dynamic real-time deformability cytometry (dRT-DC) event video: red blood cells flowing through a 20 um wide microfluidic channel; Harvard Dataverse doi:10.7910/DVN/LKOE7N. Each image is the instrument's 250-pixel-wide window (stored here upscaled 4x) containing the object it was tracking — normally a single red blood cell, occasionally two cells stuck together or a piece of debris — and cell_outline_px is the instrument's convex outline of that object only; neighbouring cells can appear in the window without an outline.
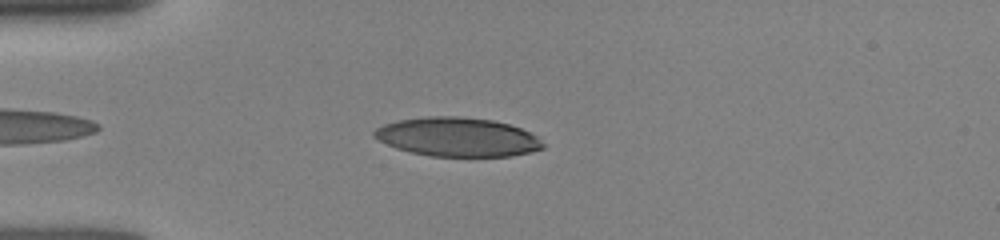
{"species": "human", "species_latin": "Homo sapiens", "temperature_condition": "room temperature", "stored_images_in_passage": 3, "camera_frame_rate_fps": 3000, "um_per_image_px": 0.085, "donor": {"sex": "female"}, "frame": {"image": 1, "passage_image": 2, "time_ms": 0.667, "image_size_px": [1000, 240], "cell_outline_px": [[544, 148], [532, 152], [512, 156], [428, 156], [396, 148], [372, 136], [372, 132], [376, 128], [384, 124], [396, 120], [428, 116], [460, 116], [492, 120], [508, 124], [520, 128], [536, 136], [544, 144]], "centroid_in_image_um": [38.87, 11.64], "position_along_channel_um": 46.1, "area_um2": 38.32}}